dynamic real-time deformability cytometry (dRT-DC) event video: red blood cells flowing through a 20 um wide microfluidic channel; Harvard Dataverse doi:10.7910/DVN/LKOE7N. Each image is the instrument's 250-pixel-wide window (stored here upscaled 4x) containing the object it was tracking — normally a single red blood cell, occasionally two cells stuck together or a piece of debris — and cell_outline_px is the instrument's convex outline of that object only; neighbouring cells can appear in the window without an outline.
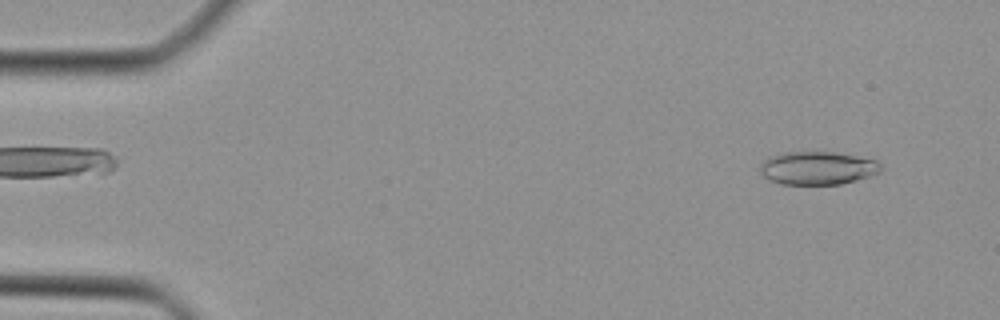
{"species": "Egyptian fruit bat (a non-hibernating species)", "species_latin": "Rousettus aegyptiacus", "temperature_condition": "cold", "stored_images_in_passage": 42, "camera_frame_rate_fps": 3000, "um_per_image_px": 0.085, "animal": {"sex": "female"}, "frame": {"image": 1, "passage_image": 1, "time_ms": 0.0, "image_size_px": [1000, 320], "cell_outline_px": [[880, 172], [856, 180], [840, 184], [780, 184], [764, 176], [760, 172], [760, 164], [764, 160], [772, 156], [784, 152], [832, 152], [856, 156], [876, 160], [880, 164]], "centroid_in_image_um": [69.48, 14.28], "position_along_channel_um": 15.5, "area_um2": 23.06}}
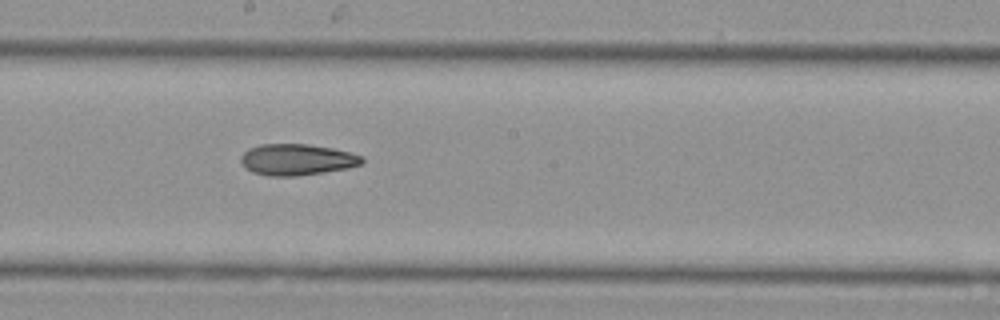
{"frame": {"image": 2, "passage_image": 22, "time_ms": 7.0, "image_size_px": [1000, 320], "cell_outline_px": [[364, 160], [360, 164], [348, 168], [324, 172], [296, 176], [268, 176], [252, 172], [244, 168], [240, 160], [240, 156], [248, 148], [260, 144], [308, 144], [332, 148], [364, 156]], "centroid_in_image_um": [25.2, 13.57], "position_along_channel_um": 223.0, "area_um2": 22.2}}
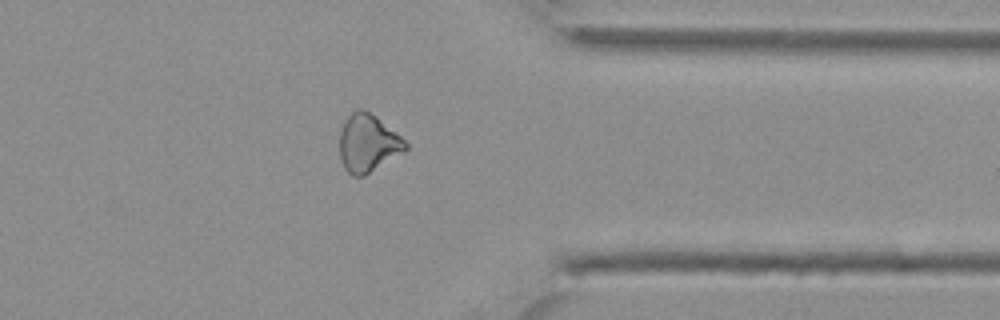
{"frame": {"image": 3, "passage_image": 33, "time_ms": 10.667, "image_size_px": [1000, 320], "cell_outline_px": [[408, 148], [404, 152], [364, 176], [352, 176], [344, 168], [340, 156], [340, 132], [344, 120], [352, 112], [360, 108], [364, 108], [376, 116], [400, 136], [408, 144]], "centroid_in_image_um": [31.26, 12.17], "position_along_channel_um": 380.1, "area_um2": 22.14}}